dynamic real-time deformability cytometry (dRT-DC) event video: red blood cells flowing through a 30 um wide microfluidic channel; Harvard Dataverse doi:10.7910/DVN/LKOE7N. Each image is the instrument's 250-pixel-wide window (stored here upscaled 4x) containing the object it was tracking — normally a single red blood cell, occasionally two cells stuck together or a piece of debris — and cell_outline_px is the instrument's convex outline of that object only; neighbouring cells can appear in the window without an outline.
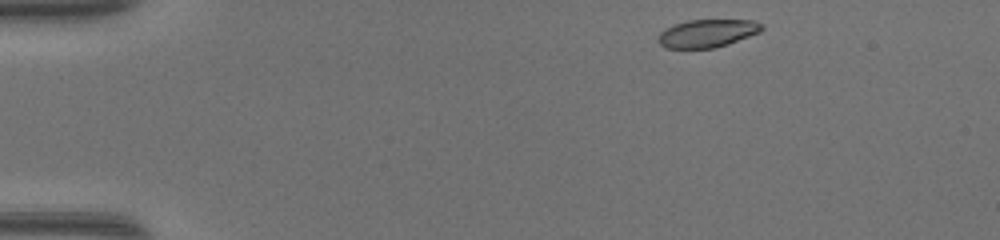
{"species": "common noctule bat (a hibernating species)", "species_latin": "Nyctalus noctula", "temperature_condition": "warm", "stored_images_in_passage": 42, "camera_frame_rate_fps": 3000, "um_per_image_px": 0.085, "animal": {"sex": "female", "body_mass_g": 17.0, "forearm_length_mm": 48.0}, "frame": {"image": 1, "passage_image": 1, "time_ms": 0.0, "image_size_px": [1000, 240], "cell_outline_px": [[764, 28], [760, 32], [728, 44], [712, 48], [664, 48], [656, 40], [660, 32], [664, 28], [688, 20], [752, 20], [764, 24]], "centroid_in_image_um": [60.11, 2.83], "position_along_channel_um": 24.9, "area_um2": 16.94}}
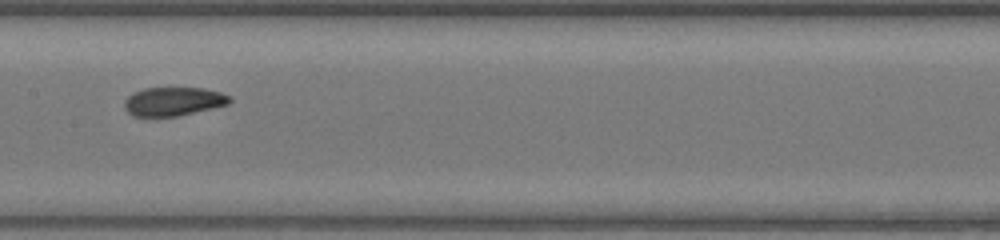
{"frame": {"image": 2, "passage_image": 19, "time_ms": 6.0, "image_size_px": [1000, 240], "cell_outline_px": [[232, 100], [228, 104], [212, 108], [176, 116], [132, 116], [124, 108], [124, 100], [128, 96], [144, 88], [204, 88], [220, 92], [228, 96]], "centroid_in_image_um": [14.71, 8.62], "position_along_channel_um": 192.7, "area_um2": 17.4}}
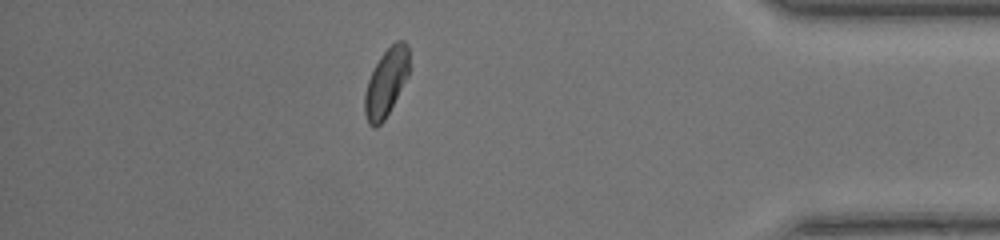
{"frame": {"image": 3, "passage_image": 36, "time_ms": 11.667, "image_size_px": [1000, 240], "cell_outline_px": [[408, 76], [384, 120], [376, 128], [372, 128], [368, 124], [364, 112], [364, 92], [368, 80], [380, 56], [396, 40], [404, 40], [408, 44]], "centroid_in_image_um": [32.8, 7.03], "position_along_channel_um": 402.4, "area_um2": 17.46}, "authors_computed_cell_mechanics": {"area_um2": 17.8024, "velocity_mm_per_s": 4.3436, "shape_relaxation_time_tau1_ms": 5.4892, "shape_relaxation_time_tau2_ms": 1.4833, "deformation_change_tau1": 0.1768, "deformation_change_tau2": 0.0642}}